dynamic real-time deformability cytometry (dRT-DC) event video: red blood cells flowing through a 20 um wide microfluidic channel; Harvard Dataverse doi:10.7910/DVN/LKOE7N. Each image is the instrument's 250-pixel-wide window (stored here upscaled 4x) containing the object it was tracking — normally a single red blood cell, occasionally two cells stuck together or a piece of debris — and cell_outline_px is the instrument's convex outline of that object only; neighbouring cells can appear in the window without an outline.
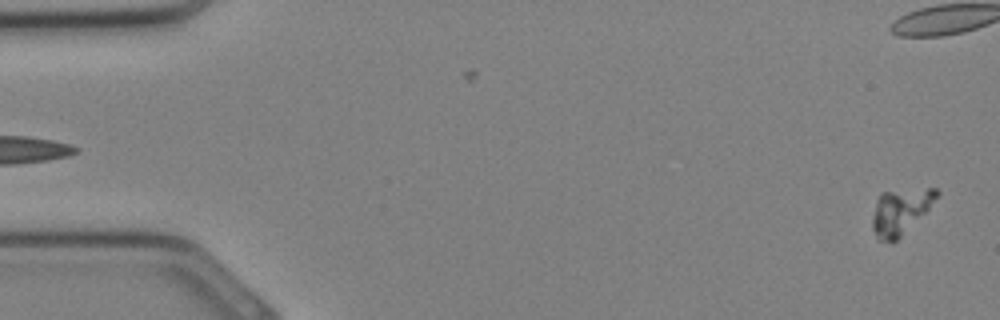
{"species": "Egyptian fruit bat (a non-hibernating species)", "species_latin": "Rousettus aegyptiacus", "temperature_condition": "cold", "stored_images_in_passage": 34, "camera_frame_rate_fps": 3000, "um_per_image_px": 0.085, "animal": {"sex": "female"}, "frame": {"image": 1, "passage_image": 1, "time_ms": 0.0, "image_size_px": [1000, 320], "cell_outline_px": [[940, 192], [928, 208], [896, 240], [880, 240], [876, 236], [872, 228], [872, 216], [876, 200], [880, 192], [928, 188], [936, 188]], "centroid_in_image_um": [76.49, 17.93], "position_along_channel_um": 8.5, "area_um2": 16.53}}
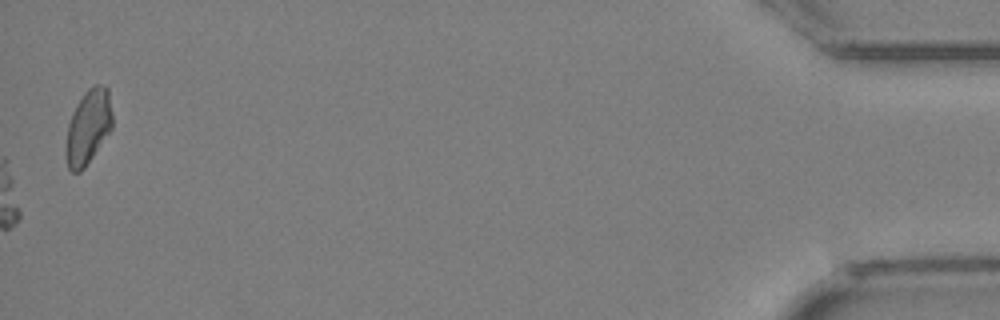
{"frame": {"image": 2, "passage_image": 34, "time_ms": 11.0, "image_size_px": [1000, 320], "cell_outline_px": [[112, 128], [84, 168], [80, 172], [72, 172], [68, 168], [64, 152], [68, 124], [72, 112], [76, 104], [84, 92], [88, 88], [96, 84], [100, 84], [108, 88], [112, 112]], "centroid_in_image_um": [7.47, 10.78], "position_along_channel_um": 427.7, "area_um2": 20.29}}